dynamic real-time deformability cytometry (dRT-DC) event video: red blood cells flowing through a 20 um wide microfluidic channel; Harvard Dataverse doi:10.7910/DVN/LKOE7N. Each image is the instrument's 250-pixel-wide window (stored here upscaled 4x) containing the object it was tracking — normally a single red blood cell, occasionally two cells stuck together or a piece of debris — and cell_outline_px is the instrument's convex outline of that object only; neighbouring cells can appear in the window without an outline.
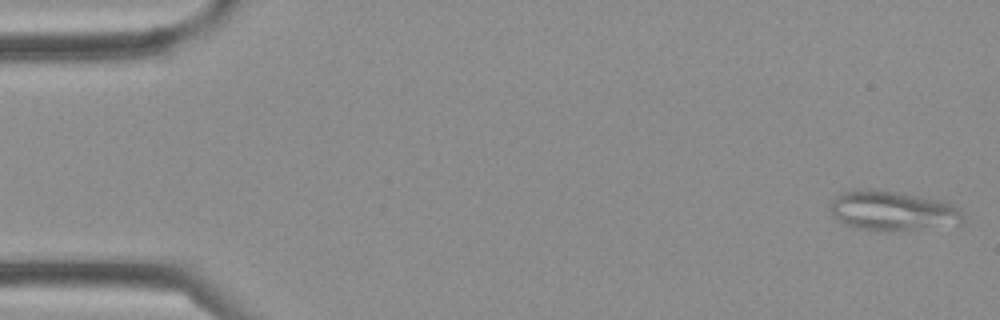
{"species": "Egyptian fruit bat (a non-hibernating species)", "species_latin": "Rousettus aegyptiacus", "temperature_condition": "cold", "stored_images_in_passage": 36, "segment_of_instrument_passage": [1, 2], "camera_frame_rate_fps": 3000, "um_per_image_px": 0.085, "frame": {"image": 1, "passage_image": 1, "time_ms": 0.0, "image_size_px": [1000, 320], "cell_outline_px": [[964, 220], [960, 224], [888, 232], [884, 232], [856, 228], [844, 224], [828, 208], [832, 200], [840, 192], [856, 188], [872, 188], [900, 192], [944, 200], [960, 208], [964, 212]], "centroid_in_image_um": [75.88, 17.9], "position_along_channel_um": 9.1, "area_um2": 31.5}}